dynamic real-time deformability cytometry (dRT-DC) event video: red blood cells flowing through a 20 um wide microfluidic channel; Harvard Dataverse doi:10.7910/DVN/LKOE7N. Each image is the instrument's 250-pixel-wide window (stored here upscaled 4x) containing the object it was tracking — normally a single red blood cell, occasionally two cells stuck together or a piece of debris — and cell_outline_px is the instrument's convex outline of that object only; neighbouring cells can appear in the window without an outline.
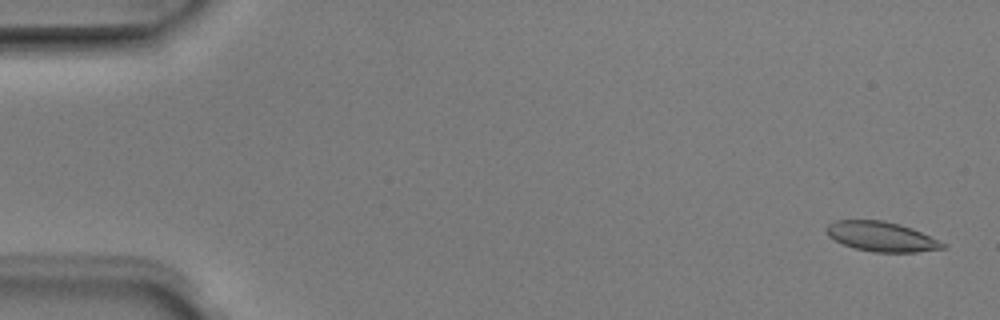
{"species": "Egyptian fruit bat (a non-hibernating species)", "species_latin": "Rousettus aegyptiacus", "temperature_condition": "room temperature", "stored_images_in_passage": 6, "camera_frame_rate_fps": 3000, "um_per_image_px": 0.085, "animal": {"sex": "male"}, "frame": {"image": 1, "passage_image": 1, "time_ms": 0.0, "image_size_px": [1000, 320], "cell_outline_px": [[948, 248], [916, 252], [872, 252], [856, 248], [844, 244], [828, 236], [824, 228], [828, 224], [836, 220], [884, 220], [900, 224], [912, 228], [948, 244]], "centroid_in_image_um": [74.95, 20.1], "position_along_channel_um": 10.0, "area_um2": 20.29}}
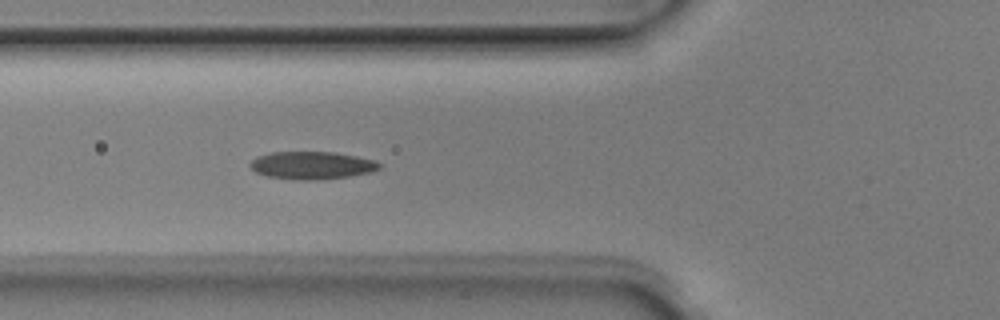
{"frame": {"image": 2, "passage_image": 6, "time_ms": 1.667, "image_size_px": [1000, 320], "cell_outline_px": [[380, 168], [368, 172], [352, 176], [316, 180], [296, 180], [268, 176], [256, 172], [248, 164], [256, 156], [272, 152], [336, 152], [376, 160], [380, 164]], "centroid_in_image_um": [26.5, 14.05], "position_along_channel_um": 99.3, "area_um2": 20.87}}